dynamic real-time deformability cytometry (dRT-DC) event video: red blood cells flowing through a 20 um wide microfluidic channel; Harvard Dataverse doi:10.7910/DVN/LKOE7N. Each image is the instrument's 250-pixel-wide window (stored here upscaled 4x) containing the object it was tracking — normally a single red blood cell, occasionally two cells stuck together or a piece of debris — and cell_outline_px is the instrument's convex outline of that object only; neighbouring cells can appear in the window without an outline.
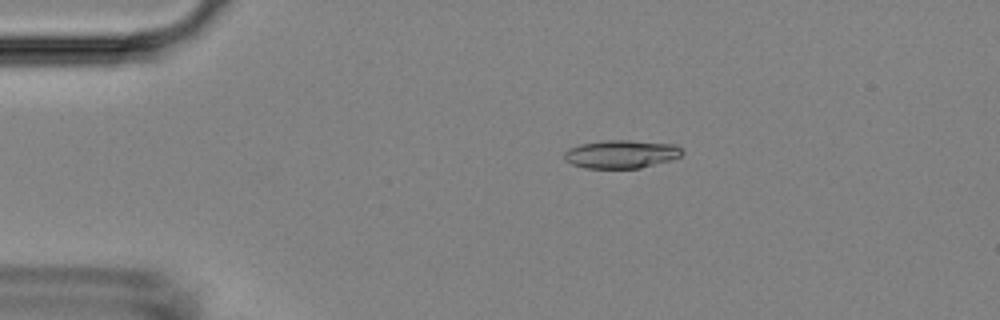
{"species": "Egyptian fruit bat (a non-hibernating species)", "species_latin": "Rousettus aegyptiacus", "temperature_condition": "room temperature", "stored_images_in_passage": 6, "camera_frame_rate_fps": 3000, "um_per_image_px": 0.085, "animal": {"sex": "female"}, "frame": {"image": 1, "passage_image": 3, "time_ms": 0.667, "image_size_px": [1000, 320], "cell_outline_px": [[684, 152], [680, 156], [668, 160], [640, 168], [584, 168], [572, 164], [564, 160], [564, 152], [568, 148], [580, 144], [608, 140], [628, 140], [676, 144]], "centroid_in_image_um": [52.77, 13.09], "position_along_channel_um": 32.2, "area_um2": 19.31}}
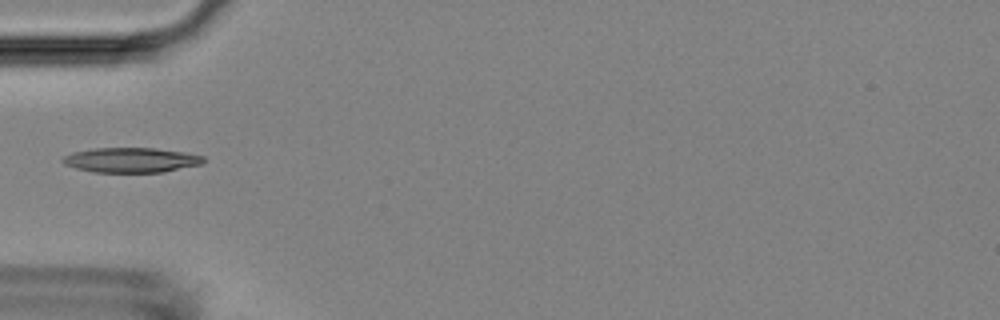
{"frame": {"image": 2, "passage_image": 5, "time_ms": 1.333, "image_size_px": [1000, 320], "cell_outline_px": [[204, 160], [200, 164], [164, 172], [92, 172], [76, 168], [64, 164], [60, 160], [64, 156], [72, 152], [92, 148], [156, 148], [184, 152], [204, 156]], "centroid_in_image_um": [11.1, 13.6], "position_along_channel_um": 73.9, "area_um2": 20.4}}